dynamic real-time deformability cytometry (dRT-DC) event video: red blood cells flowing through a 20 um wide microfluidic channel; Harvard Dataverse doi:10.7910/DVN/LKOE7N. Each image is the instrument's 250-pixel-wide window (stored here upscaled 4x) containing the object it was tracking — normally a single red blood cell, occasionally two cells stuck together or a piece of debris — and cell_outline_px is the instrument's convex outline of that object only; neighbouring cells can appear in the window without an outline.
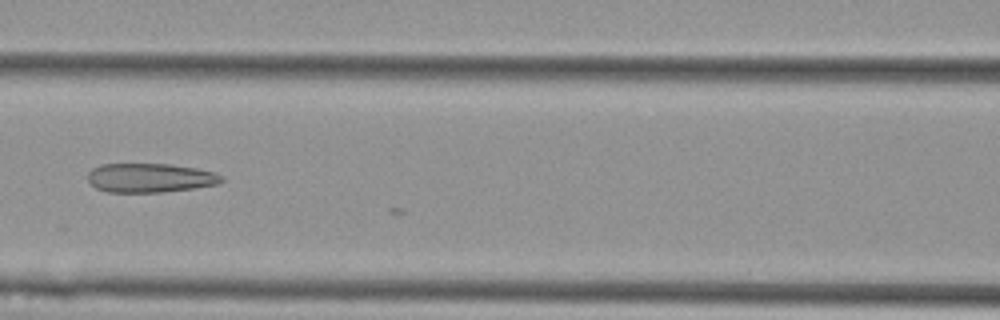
{"species": "Egyptian fruit bat (a non-hibernating species)", "species_latin": "Rousettus aegyptiacus", "temperature_condition": "cold", "stored_images_in_passage": 5, "camera_frame_rate_fps": 3000, "um_per_image_px": 0.085, "animal": {"sex": "female"}, "frame": {"image": 1, "passage_image": 4, "time_ms": 1.0, "image_size_px": [1000, 320], "cell_outline_px": [[224, 180], [216, 184], [192, 188], [160, 192], [108, 192], [96, 188], [88, 180], [88, 172], [92, 168], [100, 164], [168, 164], [196, 168], [216, 172], [224, 176]], "centroid_in_image_um": [12.75, 15.11], "position_along_channel_um": 153.8, "area_um2": 22.66}}